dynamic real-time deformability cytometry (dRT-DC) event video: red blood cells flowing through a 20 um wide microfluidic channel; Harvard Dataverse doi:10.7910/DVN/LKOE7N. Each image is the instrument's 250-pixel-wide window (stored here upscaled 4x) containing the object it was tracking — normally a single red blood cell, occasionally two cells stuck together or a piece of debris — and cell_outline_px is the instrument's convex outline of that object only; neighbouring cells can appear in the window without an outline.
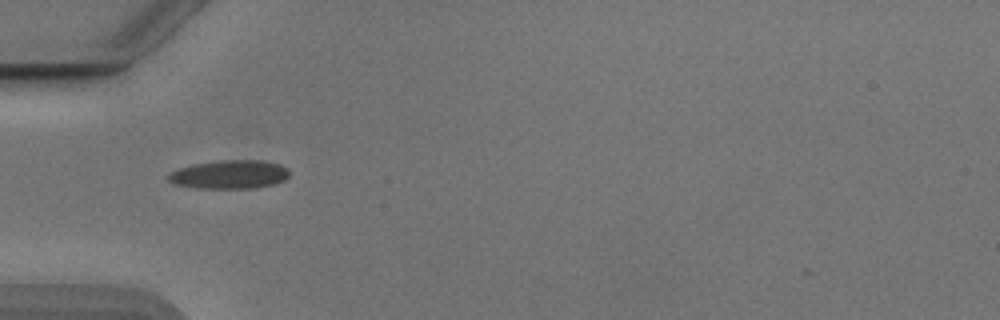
{"species": "Egyptian fruit bat (a non-hibernating species)", "species_latin": "Rousettus aegyptiacus", "temperature_condition": "cold", "stored_images_in_passage": 38, "camera_frame_rate_fps": 3000, "um_per_image_px": 0.085, "animal": {"sex": "male"}, "frame": {"image": 1, "passage_image": 2, "time_ms": 0.333, "image_size_px": [1000, 320], "cell_outline_px": [[288, 176], [284, 180], [272, 184], [252, 188], [196, 188], [172, 184], [168, 180], [168, 172], [180, 168], [196, 164], [224, 160], [260, 160], [280, 164], [288, 168]], "centroid_in_image_um": [19.49, 14.83], "position_along_channel_um": 65.5, "area_um2": 20.06}}
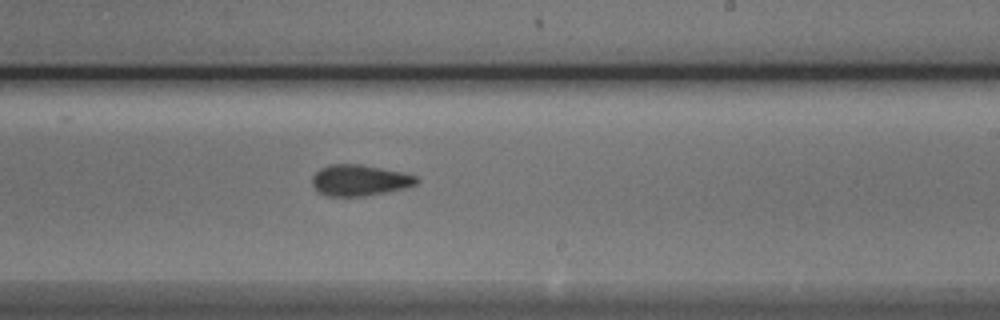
{"frame": {"image": 2, "passage_image": 17, "time_ms": 5.333, "image_size_px": [1000, 320], "cell_outline_px": [[420, 180], [416, 184], [404, 188], [364, 196], [328, 196], [316, 192], [312, 184], [312, 176], [320, 168], [328, 164], [360, 164], [404, 172], [416, 176]], "centroid_in_image_um": [30.53, 15.32], "position_along_channel_um": 258.5, "area_um2": 19.02}}
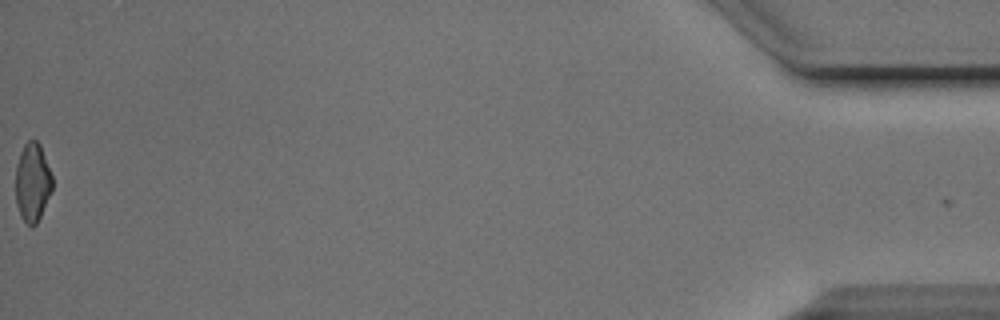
{"frame": {"image": 3, "passage_image": 38, "time_ms": 12.333, "image_size_px": [1000, 320], "cell_outline_px": [[52, 192], [36, 224], [32, 228], [20, 216], [16, 204], [16, 164], [20, 152], [24, 144], [28, 140], [36, 140], [40, 144], [52, 176]], "centroid_in_image_um": [2.76, 15.5], "position_along_channel_um": 432.4, "area_um2": 16.88}, "authors_computed_cell_mechanics": {"area_um2": 18.496, "velocity_mm_per_s": 3.8885, "shape_relaxation_time_tau1_ms": 3.9616, "shape_relaxation_time_tau2_ms": 2.8911, "deformation_change_tau1": 0.1521, "deformation_change_tau2": 0.1149}}